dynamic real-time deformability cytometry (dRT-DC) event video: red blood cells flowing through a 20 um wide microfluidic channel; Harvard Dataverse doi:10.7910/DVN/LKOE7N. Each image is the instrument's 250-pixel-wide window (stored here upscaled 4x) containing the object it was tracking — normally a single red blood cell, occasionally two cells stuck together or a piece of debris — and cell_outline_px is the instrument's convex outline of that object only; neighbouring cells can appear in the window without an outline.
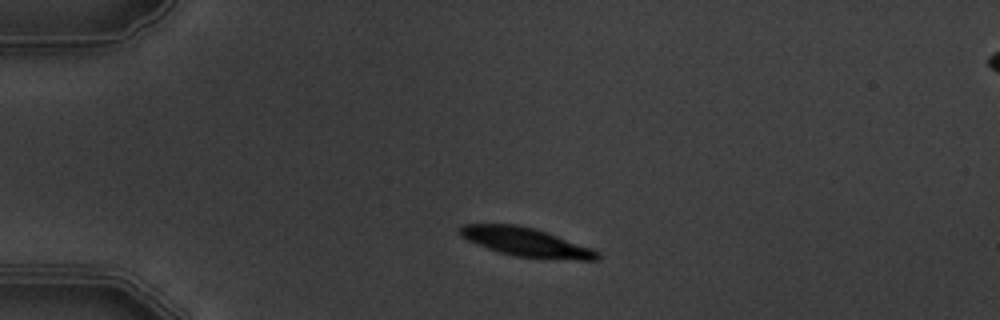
{"species": "common noctule bat (a hibernating species)", "species_latin": "Nyctalus noctula", "temperature_condition": "warm", "stored_images_in_passage": 3, "segment_of_instrument_passage": [1, 2], "camera_frame_rate_fps": 3000, "um_per_image_px": 0.085, "animal": {"sex": "male", "body_mass_g": 19.5, "forearm_length_mm": 54.6}, "frame": {"image": 1, "passage_image": 1, "time_ms": 0.0, "image_size_px": [1000, 320], "cell_outline_px": [[600, 260], [548, 260], [516, 256], [500, 252], [488, 248], [468, 240], [460, 236], [460, 228], [464, 224], [516, 224], [536, 228], [548, 232], [592, 248], [600, 252]], "centroid_in_image_um": [44.8, 20.6], "position_along_channel_um": 40.2, "area_um2": 23.35}}